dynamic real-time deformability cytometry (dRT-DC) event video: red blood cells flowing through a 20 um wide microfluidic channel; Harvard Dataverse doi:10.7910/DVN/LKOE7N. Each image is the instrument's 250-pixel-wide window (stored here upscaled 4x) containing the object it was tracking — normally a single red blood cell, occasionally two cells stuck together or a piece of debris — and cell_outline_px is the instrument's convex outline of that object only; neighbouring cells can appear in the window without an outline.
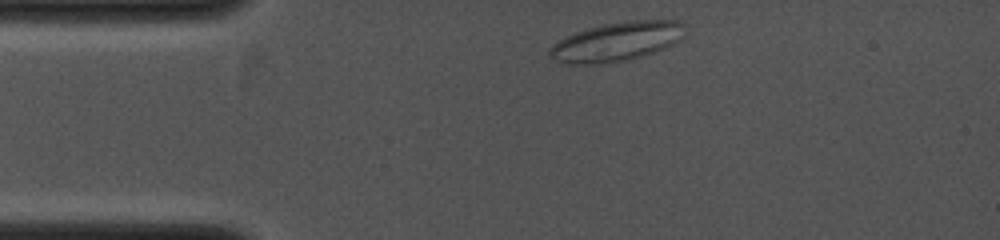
{"species": "common noctule bat (a hibernating species)", "species_latin": "Nyctalus noctula", "temperature_condition": "cold", "stored_images_in_passage": 11, "camera_frame_rate_fps": 4000, "um_per_image_px": 0.085, "animal": {"sex": "female", "body_mass_g": 19.0, "forearm_length_mm": 53.3}, "frame": {"image": 1, "passage_image": 1, "time_ms": 0.0, "image_size_px": [1000, 240], "cell_outline_px": [[684, 36], [680, 40], [664, 48], [628, 60], [600, 64], [568, 64], [552, 60], [548, 56], [548, 48], [552, 44], [576, 32], [588, 28], [604, 24], [628, 20], [680, 20], [684, 24]], "centroid_in_image_um": [52.4, 3.54], "position_along_channel_um": 32.6, "area_um2": 30.92}}
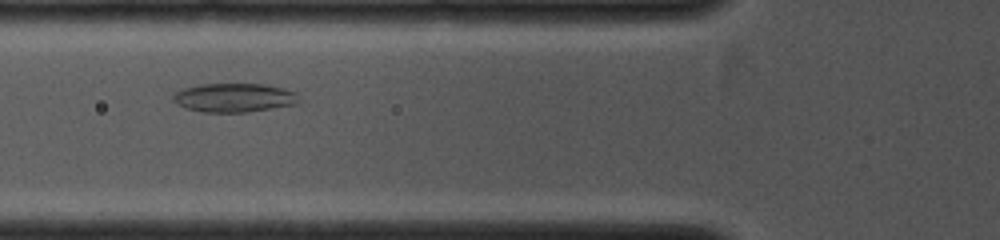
{"frame": {"image": 2, "passage_image": 7, "time_ms": 2.25, "image_size_px": [1000, 240], "cell_outline_px": [[300, 104], [244, 112], [204, 112], [184, 108], [172, 100], [172, 96], [176, 92], [184, 88], [204, 84], [264, 84], [284, 88], [296, 92], [300, 100]], "centroid_in_image_um": [19.94, 8.3], "position_along_channel_um": 105.9, "area_um2": 21.21}}
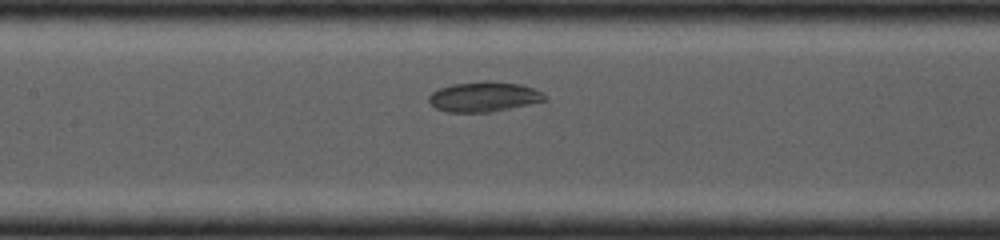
{"frame": {"image": 3, "passage_image": 10, "time_ms": 3.5, "image_size_px": [1000, 240], "cell_outline_px": [[548, 100], [488, 112], [448, 112], [436, 108], [428, 100], [428, 96], [432, 92], [440, 88], [456, 84], [520, 84], [532, 88], [540, 92]], "centroid_in_image_um": [41.09, 8.28], "position_along_channel_um": 166.3, "area_um2": 18.96}}